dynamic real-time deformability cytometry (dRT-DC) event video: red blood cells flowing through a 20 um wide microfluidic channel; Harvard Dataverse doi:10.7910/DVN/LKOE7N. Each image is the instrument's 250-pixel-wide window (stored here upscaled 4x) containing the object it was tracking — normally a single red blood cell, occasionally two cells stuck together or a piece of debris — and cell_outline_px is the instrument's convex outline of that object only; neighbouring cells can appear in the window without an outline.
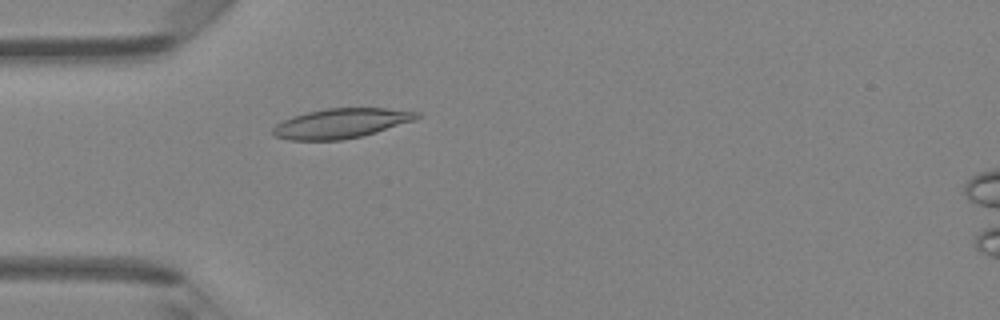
{"species": "Egyptian fruit bat (a non-hibernating species)", "species_latin": "Rousettus aegyptiacus", "temperature_condition": "room temperature", "stored_images_in_passage": 5, "camera_frame_rate_fps": 3000, "um_per_image_px": 0.085, "animal": {"sex": "female"}, "frame": {"image": 1, "passage_image": 5, "time_ms": 1.333, "image_size_px": [1000, 320], "cell_outline_px": [[424, 116], [416, 120], [376, 132], [360, 136], [340, 140], [292, 140], [276, 136], [272, 132], [272, 128], [276, 124], [284, 120], [308, 112], [324, 108], [388, 108], [420, 112]], "centroid_in_image_um": [29.07, 10.47], "position_along_channel_um": 55.9, "area_um2": 24.85}}